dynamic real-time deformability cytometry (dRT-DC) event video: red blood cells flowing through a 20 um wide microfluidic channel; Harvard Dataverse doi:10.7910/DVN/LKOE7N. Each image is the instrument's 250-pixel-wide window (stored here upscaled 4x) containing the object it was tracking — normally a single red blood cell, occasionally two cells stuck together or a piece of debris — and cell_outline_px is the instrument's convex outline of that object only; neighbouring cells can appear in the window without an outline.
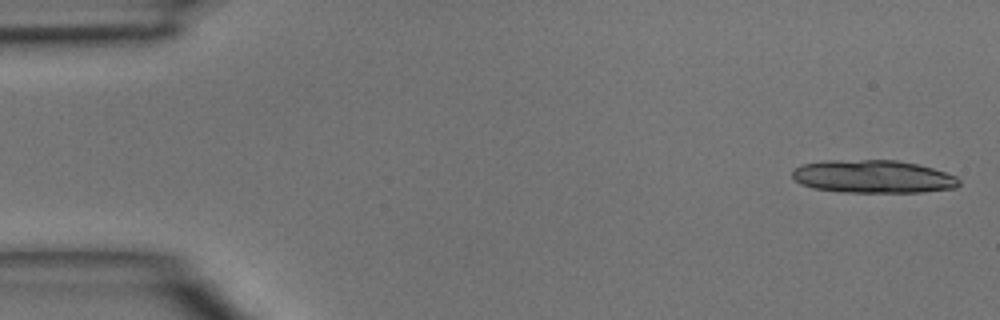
{"species": "common noctule bat (a hibernating species)", "species_latin": "Nyctalus noctula", "temperature_condition": "room temperature", "stored_images_in_passage": 33, "camera_frame_rate_fps": 3000, "um_per_image_px": 0.085, "animal": {"sex": "male", "body_mass_g": 15.6}, "frame": {"image": 1, "passage_image": 1, "time_ms": 0.0, "image_size_px": [1000, 320], "cell_outline_px": [[960, 184], [956, 188], [920, 192], [844, 192], [812, 188], [800, 184], [792, 176], [792, 168], [800, 164], [824, 160], [896, 160], [916, 164], [932, 168], [956, 176], [960, 180]], "centroid_in_image_um": [74.17, 15.0], "position_along_channel_um": 10.8, "area_um2": 32.19}}
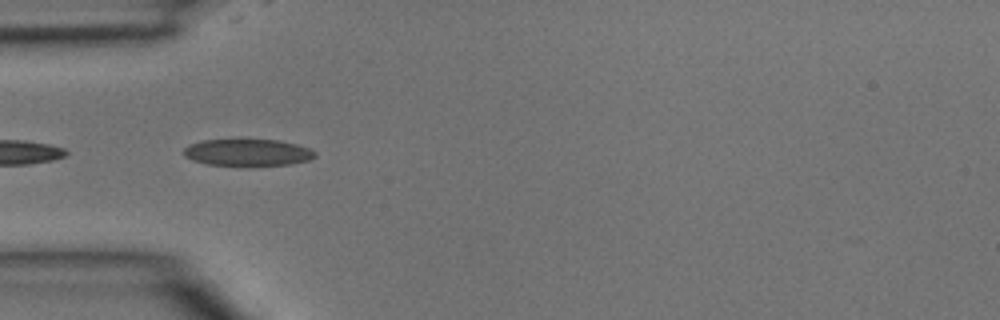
{"frame": {"image": 2, "passage_image": 13, "time_ms": 4.0, "image_size_px": [1000, 320], "cell_outline_px": [[316, 156], [308, 160], [292, 164], [248, 168], [208, 164], [192, 160], [184, 156], [184, 148], [188, 144], [204, 140], [240, 136], [280, 140], [296, 144], [308, 148], [316, 152]], "centroid_in_image_um": [21.03, 12.94], "position_along_channel_um": 64.0, "area_um2": 22.31}}